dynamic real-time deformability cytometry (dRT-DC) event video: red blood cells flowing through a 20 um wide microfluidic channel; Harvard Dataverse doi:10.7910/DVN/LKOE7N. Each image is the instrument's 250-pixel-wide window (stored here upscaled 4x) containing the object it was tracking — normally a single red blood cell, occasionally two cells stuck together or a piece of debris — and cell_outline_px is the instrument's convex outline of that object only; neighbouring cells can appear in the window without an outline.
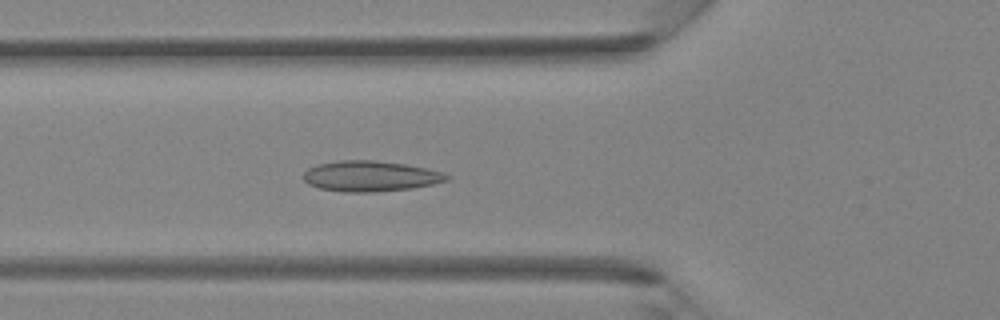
{"species": "Egyptian fruit bat (a non-hibernating species)", "species_latin": "Rousettus aegyptiacus", "temperature_condition": "room temperature", "stored_images_in_passage": 38, "camera_frame_rate_fps": 3000, "um_per_image_px": 0.085, "animal": {"sex": "female"}, "frame": {"image": 1, "passage_image": 10, "time_ms": 3.0, "image_size_px": [1000, 320], "cell_outline_px": [[452, 176], [448, 180], [432, 184], [412, 188], [372, 192], [344, 192], [320, 188], [308, 184], [304, 180], [304, 172], [308, 168], [316, 164], [340, 160], [376, 160], [404, 164], [428, 168], [444, 172]], "centroid_in_image_um": [31.5, 14.96], "position_along_channel_um": 94.3, "area_um2": 25.66}}
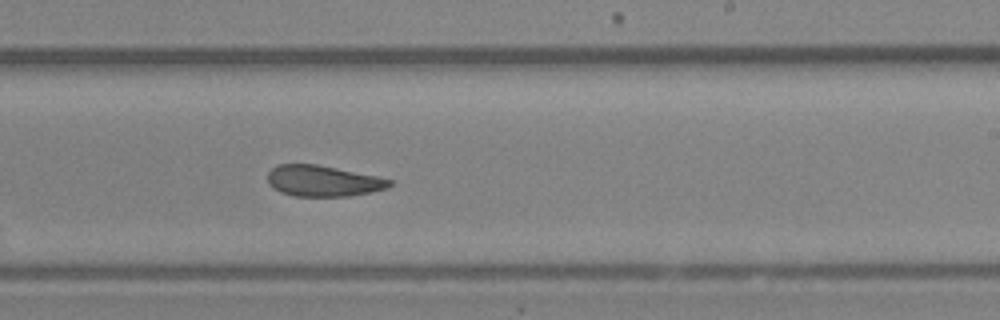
{"frame": {"image": 2, "passage_image": 21, "time_ms": 6.667, "image_size_px": [1000, 320], "cell_outline_px": [[392, 184], [388, 188], [348, 196], [292, 196], [280, 192], [268, 184], [268, 172], [276, 164], [316, 164], [376, 176], [392, 180]], "centroid_in_image_um": [27.42, 15.38], "position_along_channel_um": 261.6, "area_um2": 21.91}}
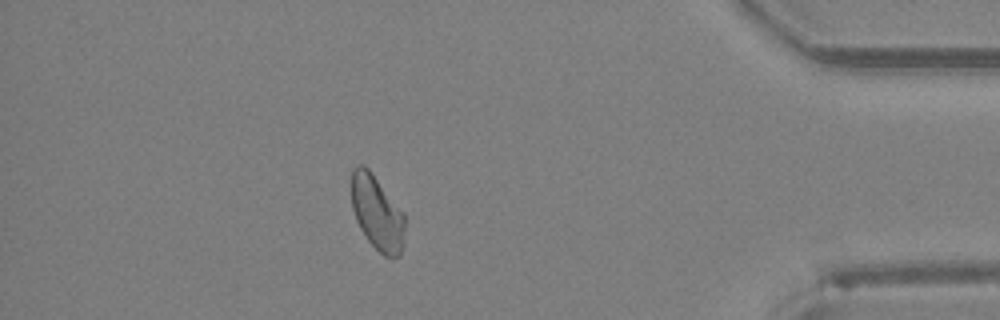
{"frame": {"image": 3, "passage_image": 33, "time_ms": 10.667, "image_size_px": [1000, 320], "cell_outline_px": [[404, 228], [400, 256], [392, 260], [384, 256], [368, 240], [360, 228], [356, 220], [352, 208], [352, 168], [356, 164], [364, 164], [372, 172], [404, 212]], "centroid_in_image_um": [32.05, 18.07], "position_along_channel_um": 403.2, "area_um2": 23.29}}